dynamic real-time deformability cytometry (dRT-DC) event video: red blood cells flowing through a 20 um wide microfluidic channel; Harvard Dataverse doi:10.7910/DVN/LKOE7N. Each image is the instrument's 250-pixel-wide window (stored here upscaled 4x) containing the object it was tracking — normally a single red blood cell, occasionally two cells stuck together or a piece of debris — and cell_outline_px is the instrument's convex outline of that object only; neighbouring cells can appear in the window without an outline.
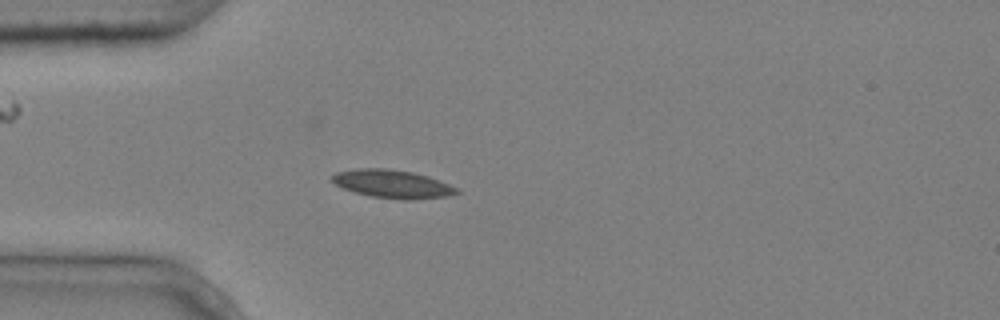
{"species": "common noctule bat (a hibernating species)", "species_latin": "Nyctalus noctula", "temperature_condition": "cold", "stored_images_in_passage": 4, "camera_frame_rate_fps": 3000, "um_per_image_px": 0.085, "animal": {"sex": "male", "body_mass_g": 20.4}, "frame": {"image": 1, "passage_image": 4, "time_ms": 1.0, "image_size_px": [1000, 320], "cell_outline_px": [[460, 192], [448, 196], [412, 200], [404, 200], [372, 196], [356, 192], [344, 188], [336, 184], [332, 180], [332, 176], [336, 172], [356, 168], [384, 168], [412, 172], [428, 176], [448, 184], [456, 188]], "centroid_in_image_um": [33.36, 15.63], "position_along_channel_um": 51.6, "area_um2": 20.23}}